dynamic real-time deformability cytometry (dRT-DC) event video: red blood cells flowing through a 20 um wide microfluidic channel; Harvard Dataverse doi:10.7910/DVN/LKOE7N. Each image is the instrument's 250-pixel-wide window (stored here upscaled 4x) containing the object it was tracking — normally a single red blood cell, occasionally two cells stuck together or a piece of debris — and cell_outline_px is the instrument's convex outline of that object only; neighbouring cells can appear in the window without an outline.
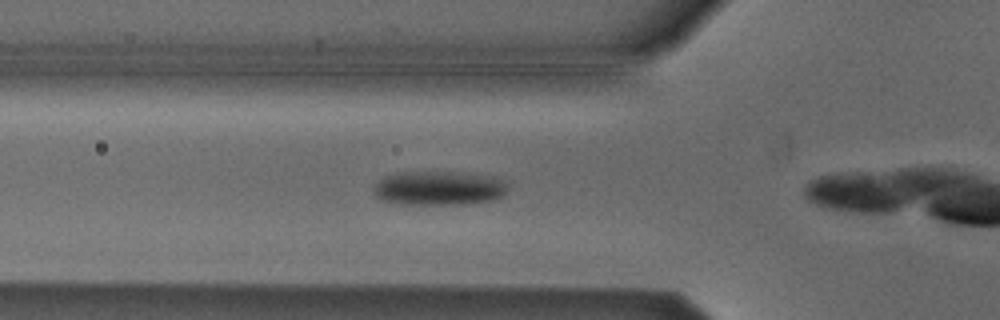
{"species": "Egyptian fruit bat (a non-hibernating species)", "species_latin": "Rousettus aegyptiacus", "temperature_condition": "cold", "stored_images_in_passage": 6, "camera_frame_rate_fps": 3000, "um_per_image_px": 0.085, "animal": {"sex": "male"}, "frame": {"image": 1, "passage_image": 2, "time_ms": 0.333, "image_size_px": [1000, 320], "cell_outline_px": [[508, 188], [504, 196], [492, 200], [468, 204], [388, 204], [380, 200], [372, 192], [372, 188], [384, 176], [400, 172], [452, 172], [492, 176], [504, 180], [508, 184]], "centroid_in_image_um": [37.28, 16.01], "position_along_channel_um": 88.5, "area_um2": 27.17}}
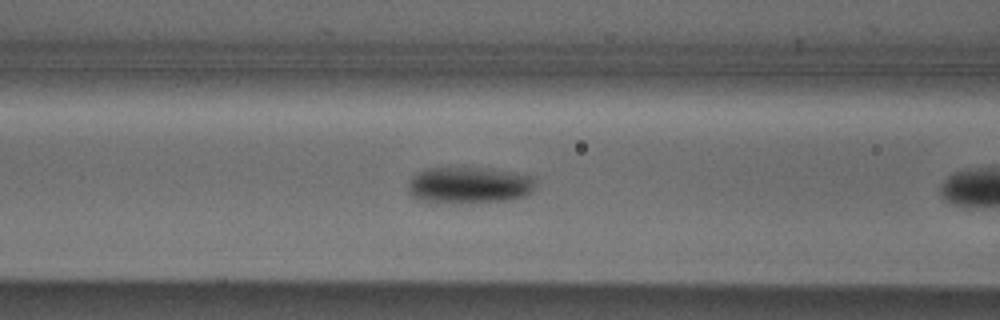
{"frame": {"image": 2, "passage_image": 5, "time_ms": 1.333, "image_size_px": [1000, 320], "cell_outline_px": [[536, 184], [532, 192], [528, 196], [508, 200], [428, 204], [412, 196], [408, 192], [408, 180], [412, 176], [428, 168], [488, 168], [536, 176]], "centroid_in_image_um": [39.88, 15.75], "position_along_channel_um": 126.7, "area_um2": 27.63}}